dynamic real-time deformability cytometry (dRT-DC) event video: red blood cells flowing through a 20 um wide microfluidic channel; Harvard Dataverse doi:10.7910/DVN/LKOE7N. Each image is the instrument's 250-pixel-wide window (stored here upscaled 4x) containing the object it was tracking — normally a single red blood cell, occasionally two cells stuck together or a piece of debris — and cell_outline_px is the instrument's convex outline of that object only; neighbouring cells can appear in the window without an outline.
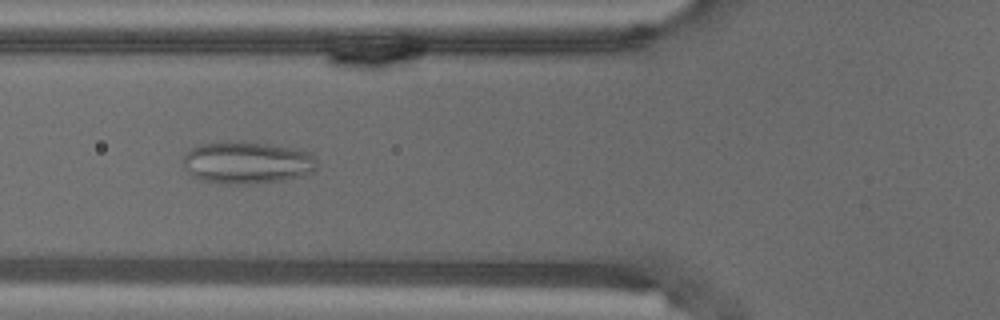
{"species": "common noctule bat (a hibernating species)", "species_latin": "Nyctalus noctula", "temperature_condition": "warm", "stored_images_in_passage": 56, "camera_frame_rate_fps": 3000, "um_per_image_px": 0.085, "animal": {"sex": "male", "body_mass_g": 18.8}, "frame": {"image": 1, "passage_image": 21, "time_ms": 6.667, "image_size_px": [1000, 320], "cell_outline_px": [[316, 172], [304, 176], [284, 180], [256, 184], [224, 184], [200, 180], [192, 176], [184, 168], [184, 156], [192, 148], [200, 144], [228, 140], [244, 140], [296, 148], [312, 152], [316, 160]], "centroid_in_image_um": [21.04, 13.81], "position_along_channel_um": 104.8, "area_um2": 33.87}}
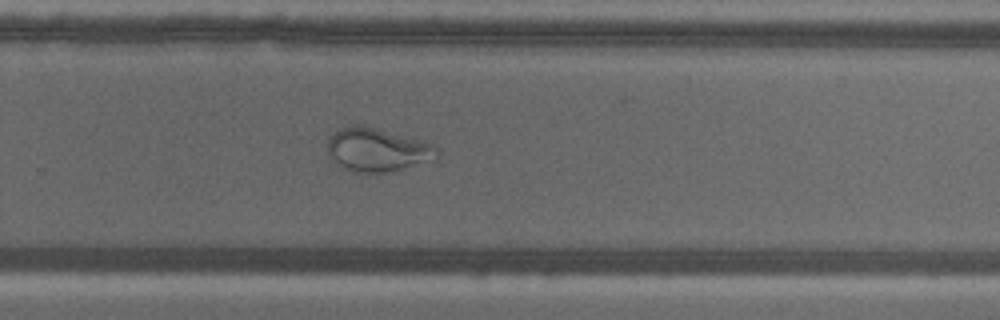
{"frame": {"image": 2, "passage_image": 37, "time_ms": 12.0, "image_size_px": [1000, 320], "cell_outline_px": [[440, 156], [436, 160], [376, 176], [352, 172], [336, 164], [328, 152], [328, 140], [340, 128], [352, 124], [356, 124], [376, 128], [420, 140], [432, 144], [440, 148]], "centroid_in_image_um": [32.12, 12.79], "position_along_channel_um": 297.7, "area_um2": 28.44}}
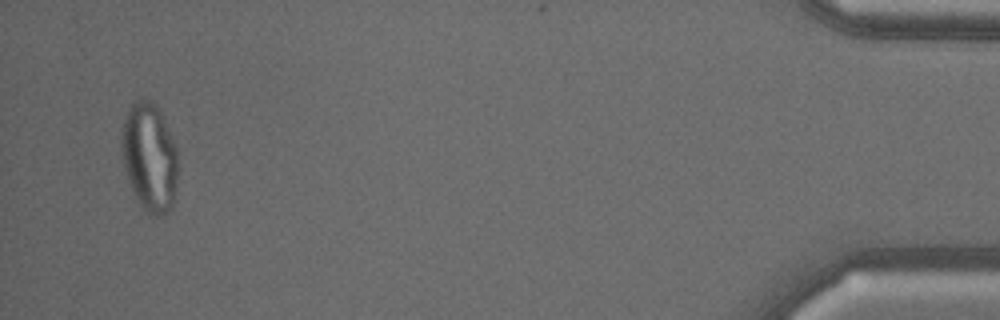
{"frame": {"image": 3, "passage_image": 54, "time_ms": 17.667, "image_size_px": [1000, 320], "cell_outline_px": [[176, 184], [172, 208], [164, 216], [156, 216], [148, 212], [140, 204], [128, 180], [120, 152], [120, 128], [128, 108], [136, 100], [152, 100], [156, 104], [168, 128], [176, 148]], "centroid_in_image_um": [12.67, 13.33], "position_along_channel_um": 422.5, "area_um2": 35.66}}